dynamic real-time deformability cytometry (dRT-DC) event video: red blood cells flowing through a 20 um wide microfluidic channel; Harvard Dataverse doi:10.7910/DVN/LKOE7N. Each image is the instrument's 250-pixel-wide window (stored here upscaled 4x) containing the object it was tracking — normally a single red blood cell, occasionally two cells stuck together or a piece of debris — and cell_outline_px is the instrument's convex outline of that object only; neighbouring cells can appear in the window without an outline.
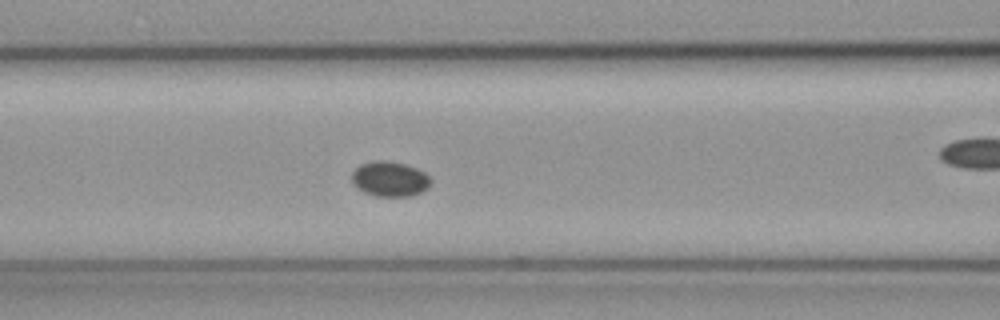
{"species": "common noctule bat (a hibernating species)", "species_latin": "Nyctalus noctula", "temperature_condition": "cold", "stored_images_in_passage": 58, "camera_frame_rate_fps": 3000, "um_per_image_px": 0.085, "animal": {"sex": "female", "body_mass_g": 19.3, "forearm_length_mm": 54.1}, "frame": {"image": 1, "passage_image": 25, "time_ms": 8.0, "image_size_px": [1000, 320], "cell_outline_px": [[432, 180], [428, 188], [420, 192], [408, 196], [376, 196], [364, 192], [356, 188], [352, 180], [352, 172], [360, 164], [372, 160], [388, 160], [404, 164], [416, 168], [424, 172]], "centroid_in_image_um": [33.11, 15.2], "position_along_channel_um": 133.5, "area_um2": 16.18}}
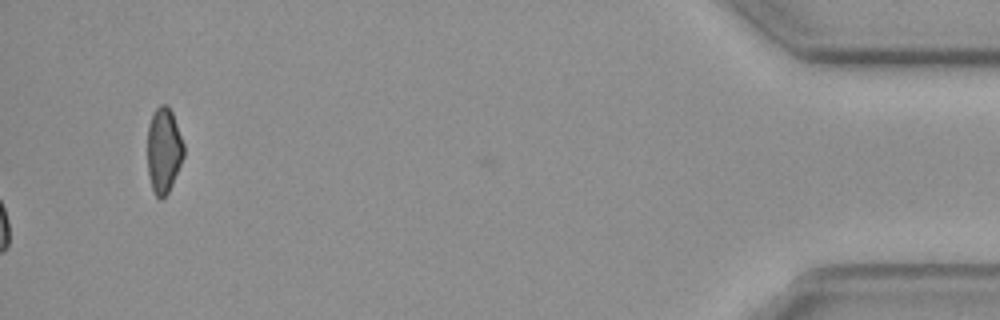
{"frame": {"image": 2, "passage_image": 58, "time_ms": 19.0, "image_size_px": [1000, 320], "cell_outline_px": [[184, 156], [172, 184], [168, 192], [160, 200], [156, 196], [152, 188], [148, 176], [148, 124], [156, 108], [160, 104], [168, 104], [172, 112], [184, 144]], "centroid_in_image_um": [13.92, 12.76], "position_along_channel_um": 421.3, "area_um2": 18.03}}